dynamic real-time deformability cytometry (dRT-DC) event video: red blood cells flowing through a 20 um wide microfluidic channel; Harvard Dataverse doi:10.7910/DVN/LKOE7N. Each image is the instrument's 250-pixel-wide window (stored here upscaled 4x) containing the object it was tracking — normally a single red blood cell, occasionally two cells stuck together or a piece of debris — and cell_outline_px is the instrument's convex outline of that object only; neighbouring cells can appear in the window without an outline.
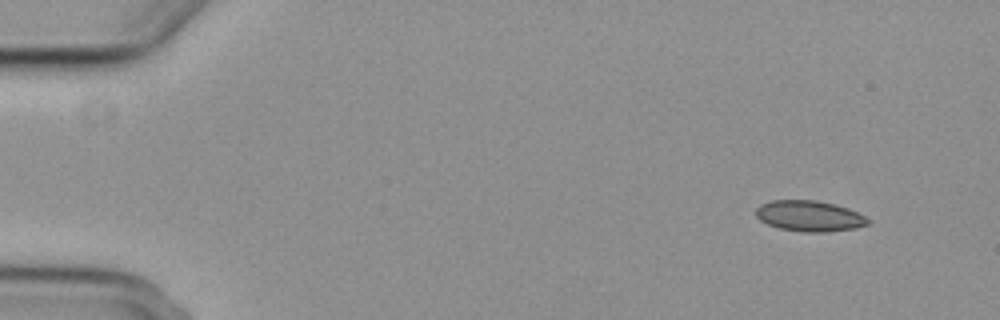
{"species": "common noctule bat (a hibernating species)", "species_latin": "Nyctalus noctula", "temperature_condition": "cold", "stored_images_in_passage": 4, "camera_frame_rate_fps": 3000, "um_per_image_px": 0.085, "animal": {"sex": "female", "body_mass_g": 29.2, "forearm_length_mm": 56.3}, "frame": {"image": 1, "passage_image": 1, "time_ms": 0.0, "image_size_px": [1000, 320], "cell_outline_px": [[868, 224], [856, 228], [824, 232], [804, 232], [780, 228], [768, 224], [760, 220], [756, 216], [756, 208], [760, 204], [772, 200], [816, 200], [836, 204], [848, 208], [864, 216], [868, 220]], "centroid_in_image_um": [68.78, 18.35], "position_along_channel_um": 16.2, "area_um2": 20.0}}
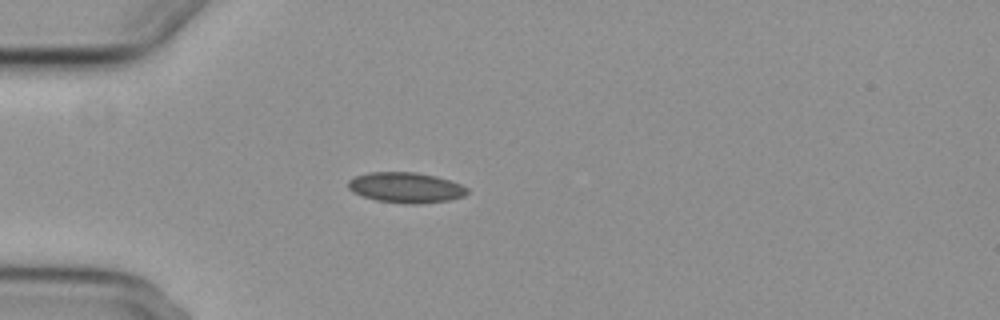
{"frame": {"image": 2, "passage_image": 4, "time_ms": 3.667, "image_size_px": [1000, 320], "cell_outline_px": [[468, 192], [464, 196], [448, 200], [420, 204], [404, 204], [376, 200], [352, 192], [348, 188], [348, 180], [356, 176], [368, 172], [412, 172], [432, 176], [448, 180], [460, 184], [468, 188]], "centroid_in_image_um": [34.47, 15.95], "position_along_channel_um": 50.5, "area_um2": 20.98}}